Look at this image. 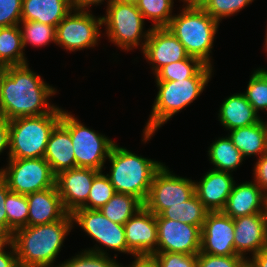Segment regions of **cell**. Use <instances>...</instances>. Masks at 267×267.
Segmentation results:
<instances>
[{
	"label": "cell",
	"mask_w": 267,
	"mask_h": 267,
	"mask_svg": "<svg viewBox=\"0 0 267 267\" xmlns=\"http://www.w3.org/2000/svg\"><path fill=\"white\" fill-rule=\"evenodd\" d=\"M19 25L0 28V65L27 64Z\"/></svg>",
	"instance_id": "26"
},
{
	"label": "cell",
	"mask_w": 267,
	"mask_h": 267,
	"mask_svg": "<svg viewBox=\"0 0 267 267\" xmlns=\"http://www.w3.org/2000/svg\"><path fill=\"white\" fill-rule=\"evenodd\" d=\"M184 4L191 7L203 8L210 0H181Z\"/></svg>",
	"instance_id": "48"
},
{
	"label": "cell",
	"mask_w": 267,
	"mask_h": 267,
	"mask_svg": "<svg viewBox=\"0 0 267 267\" xmlns=\"http://www.w3.org/2000/svg\"><path fill=\"white\" fill-rule=\"evenodd\" d=\"M234 248L238 256L245 257L249 252L252 256L267 247V229L264 213H255L233 219ZM248 252V253H246Z\"/></svg>",
	"instance_id": "18"
},
{
	"label": "cell",
	"mask_w": 267,
	"mask_h": 267,
	"mask_svg": "<svg viewBox=\"0 0 267 267\" xmlns=\"http://www.w3.org/2000/svg\"><path fill=\"white\" fill-rule=\"evenodd\" d=\"M106 8V16H102V26L106 25L108 39L125 51L138 48V45L143 50L151 28L143 31L144 18L137 5L115 0Z\"/></svg>",
	"instance_id": "7"
},
{
	"label": "cell",
	"mask_w": 267,
	"mask_h": 267,
	"mask_svg": "<svg viewBox=\"0 0 267 267\" xmlns=\"http://www.w3.org/2000/svg\"><path fill=\"white\" fill-rule=\"evenodd\" d=\"M91 249H85L80 254L58 264L57 267H116L117 255L110 258L107 251L95 244ZM97 246V247H96Z\"/></svg>",
	"instance_id": "32"
},
{
	"label": "cell",
	"mask_w": 267,
	"mask_h": 267,
	"mask_svg": "<svg viewBox=\"0 0 267 267\" xmlns=\"http://www.w3.org/2000/svg\"><path fill=\"white\" fill-rule=\"evenodd\" d=\"M73 226L72 215L67 213L61 220L16 230L10 239L19 267H53Z\"/></svg>",
	"instance_id": "2"
},
{
	"label": "cell",
	"mask_w": 267,
	"mask_h": 267,
	"mask_svg": "<svg viewBox=\"0 0 267 267\" xmlns=\"http://www.w3.org/2000/svg\"><path fill=\"white\" fill-rule=\"evenodd\" d=\"M264 47H265V50L267 51V31H266V38H265V45H264Z\"/></svg>",
	"instance_id": "54"
},
{
	"label": "cell",
	"mask_w": 267,
	"mask_h": 267,
	"mask_svg": "<svg viewBox=\"0 0 267 267\" xmlns=\"http://www.w3.org/2000/svg\"><path fill=\"white\" fill-rule=\"evenodd\" d=\"M89 10L74 8L56 26V42L70 52L95 47L100 38L102 16L96 17ZM73 13V14H72Z\"/></svg>",
	"instance_id": "10"
},
{
	"label": "cell",
	"mask_w": 267,
	"mask_h": 267,
	"mask_svg": "<svg viewBox=\"0 0 267 267\" xmlns=\"http://www.w3.org/2000/svg\"><path fill=\"white\" fill-rule=\"evenodd\" d=\"M247 260L241 256H218L199 252L196 267H246Z\"/></svg>",
	"instance_id": "38"
},
{
	"label": "cell",
	"mask_w": 267,
	"mask_h": 267,
	"mask_svg": "<svg viewBox=\"0 0 267 267\" xmlns=\"http://www.w3.org/2000/svg\"><path fill=\"white\" fill-rule=\"evenodd\" d=\"M28 226L42 225L61 220L66 214L57 186L27 194Z\"/></svg>",
	"instance_id": "21"
},
{
	"label": "cell",
	"mask_w": 267,
	"mask_h": 267,
	"mask_svg": "<svg viewBox=\"0 0 267 267\" xmlns=\"http://www.w3.org/2000/svg\"><path fill=\"white\" fill-rule=\"evenodd\" d=\"M234 222L222 211L209 212L201 228V253L237 255L234 248Z\"/></svg>",
	"instance_id": "15"
},
{
	"label": "cell",
	"mask_w": 267,
	"mask_h": 267,
	"mask_svg": "<svg viewBox=\"0 0 267 267\" xmlns=\"http://www.w3.org/2000/svg\"><path fill=\"white\" fill-rule=\"evenodd\" d=\"M5 73V66L0 65V85L3 78V74Z\"/></svg>",
	"instance_id": "49"
},
{
	"label": "cell",
	"mask_w": 267,
	"mask_h": 267,
	"mask_svg": "<svg viewBox=\"0 0 267 267\" xmlns=\"http://www.w3.org/2000/svg\"><path fill=\"white\" fill-rule=\"evenodd\" d=\"M142 207L143 203L135 196L115 193L99 211L110 221L124 225Z\"/></svg>",
	"instance_id": "29"
},
{
	"label": "cell",
	"mask_w": 267,
	"mask_h": 267,
	"mask_svg": "<svg viewBox=\"0 0 267 267\" xmlns=\"http://www.w3.org/2000/svg\"><path fill=\"white\" fill-rule=\"evenodd\" d=\"M9 150V121L0 115V155Z\"/></svg>",
	"instance_id": "44"
},
{
	"label": "cell",
	"mask_w": 267,
	"mask_h": 267,
	"mask_svg": "<svg viewBox=\"0 0 267 267\" xmlns=\"http://www.w3.org/2000/svg\"><path fill=\"white\" fill-rule=\"evenodd\" d=\"M116 267H128V266H123L120 263H118Z\"/></svg>",
	"instance_id": "56"
},
{
	"label": "cell",
	"mask_w": 267,
	"mask_h": 267,
	"mask_svg": "<svg viewBox=\"0 0 267 267\" xmlns=\"http://www.w3.org/2000/svg\"><path fill=\"white\" fill-rule=\"evenodd\" d=\"M23 0H0V28L19 25Z\"/></svg>",
	"instance_id": "40"
},
{
	"label": "cell",
	"mask_w": 267,
	"mask_h": 267,
	"mask_svg": "<svg viewBox=\"0 0 267 267\" xmlns=\"http://www.w3.org/2000/svg\"><path fill=\"white\" fill-rule=\"evenodd\" d=\"M264 214H265V218H266V229H267V200H266V203H265Z\"/></svg>",
	"instance_id": "52"
},
{
	"label": "cell",
	"mask_w": 267,
	"mask_h": 267,
	"mask_svg": "<svg viewBox=\"0 0 267 267\" xmlns=\"http://www.w3.org/2000/svg\"><path fill=\"white\" fill-rule=\"evenodd\" d=\"M165 164L155 173L143 206L159 215L163 210L189 200L195 194V181L176 176Z\"/></svg>",
	"instance_id": "11"
},
{
	"label": "cell",
	"mask_w": 267,
	"mask_h": 267,
	"mask_svg": "<svg viewBox=\"0 0 267 267\" xmlns=\"http://www.w3.org/2000/svg\"><path fill=\"white\" fill-rule=\"evenodd\" d=\"M19 26H22L20 29L24 49L28 43L34 47H42L48 45L51 41L56 42V27L52 25L38 21H21Z\"/></svg>",
	"instance_id": "34"
},
{
	"label": "cell",
	"mask_w": 267,
	"mask_h": 267,
	"mask_svg": "<svg viewBox=\"0 0 267 267\" xmlns=\"http://www.w3.org/2000/svg\"><path fill=\"white\" fill-rule=\"evenodd\" d=\"M114 1L115 0H107V5H110ZM102 2H104V0H72L71 4L73 8L89 10V7H91L92 5H99L100 3L102 4Z\"/></svg>",
	"instance_id": "47"
},
{
	"label": "cell",
	"mask_w": 267,
	"mask_h": 267,
	"mask_svg": "<svg viewBox=\"0 0 267 267\" xmlns=\"http://www.w3.org/2000/svg\"><path fill=\"white\" fill-rule=\"evenodd\" d=\"M0 177L11 192L30 194L56 186V175L44 158L8 159Z\"/></svg>",
	"instance_id": "9"
},
{
	"label": "cell",
	"mask_w": 267,
	"mask_h": 267,
	"mask_svg": "<svg viewBox=\"0 0 267 267\" xmlns=\"http://www.w3.org/2000/svg\"><path fill=\"white\" fill-rule=\"evenodd\" d=\"M267 194L255 181L234 183L222 212L232 219L255 213H264Z\"/></svg>",
	"instance_id": "20"
},
{
	"label": "cell",
	"mask_w": 267,
	"mask_h": 267,
	"mask_svg": "<svg viewBox=\"0 0 267 267\" xmlns=\"http://www.w3.org/2000/svg\"><path fill=\"white\" fill-rule=\"evenodd\" d=\"M209 161L215 170L233 172L241 165L243 159L242 153L233 145L230 137L225 136L216 139L208 149Z\"/></svg>",
	"instance_id": "27"
},
{
	"label": "cell",
	"mask_w": 267,
	"mask_h": 267,
	"mask_svg": "<svg viewBox=\"0 0 267 267\" xmlns=\"http://www.w3.org/2000/svg\"><path fill=\"white\" fill-rule=\"evenodd\" d=\"M28 65L5 67L0 85V115L8 121L48 114L56 107L48 102L56 88L44 82Z\"/></svg>",
	"instance_id": "1"
},
{
	"label": "cell",
	"mask_w": 267,
	"mask_h": 267,
	"mask_svg": "<svg viewBox=\"0 0 267 267\" xmlns=\"http://www.w3.org/2000/svg\"><path fill=\"white\" fill-rule=\"evenodd\" d=\"M99 172L93 168L76 167L56 175V186L67 213L72 214L80 208L87 209L93 179Z\"/></svg>",
	"instance_id": "14"
},
{
	"label": "cell",
	"mask_w": 267,
	"mask_h": 267,
	"mask_svg": "<svg viewBox=\"0 0 267 267\" xmlns=\"http://www.w3.org/2000/svg\"><path fill=\"white\" fill-rule=\"evenodd\" d=\"M0 236H8V235L0 228Z\"/></svg>",
	"instance_id": "53"
},
{
	"label": "cell",
	"mask_w": 267,
	"mask_h": 267,
	"mask_svg": "<svg viewBox=\"0 0 267 267\" xmlns=\"http://www.w3.org/2000/svg\"><path fill=\"white\" fill-rule=\"evenodd\" d=\"M251 258L247 260L248 267H267V247L251 256Z\"/></svg>",
	"instance_id": "46"
},
{
	"label": "cell",
	"mask_w": 267,
	"mask_h": 267,
	"mask_svg": "<svg viewBox=\"0 0 267 267\" xmlns=\"http://www.w3.org/2000/svg\"><path fill=\"white\" fill-rule=\"evenodd\" d=\"M142 53L155 74L161 67L185 59L183 44L167 27H151Z\"/></svg>",
	"instance_id": "17"
},
{
	"label": "cell",
	"mask_w": 267,
	"mask_h": 267,
	"mask_svg": "<svg viewBox=\"0 0 267 267\" xmlns=\"http://www.w3.org/2000/svg\"><path fill=\"white\" fill-rule=\"evenodd\" d=\"M205 64L198 58L187 56L161 67L154 75L156 81H179L193 77Z\"/></svg>",
	"instance_id": "31"
},
{
	"label": "cell",
	"mask_w": 267,
	"mask_h": 267,
	"mask_svg": "<svg viewBox=\"0 0 267 267\" xmlns=\"http://www.w3.org/2000/svg\"><path fill=\"white\" fill-rule=\"evenodd\" d=\"M173 0H138L136 5L143 18L151 19L152 27H167L173 18Z\"/></svg>",
	"instance_id": "33"
},
{
	"label": "cell",
	"mask_w": 267,
	"mask_h": 267,
	"mask_svg": "<svg viewBox=\"0 0 267 267\" xmlns=\"http://www.w3.org/2000/svg\"><path fill=\"white\" fill-rule=\"evenodd\" d=\"M5 208L7 214V235L25 226H28V200L24 194L9 192L6 196Z\"/></svg>",
	"instance_id": "30"
},
{
	"label": "cell",
	"mask_w": 267,
	"mask_h": 267,
	"mask_svg": "<svg viewBox=\"0 0 267 267\" xmlns=\"http://www.w3.org/2000/svg\"><path fill=\"white\" fill-rule=\"evenodd\" d=\"M127 248L132 256L152 255L157 250L156 215L144 206L125 224Z\"/></svg>",
	"instance_id": "16"
},
{
	"label": "cell",
	"mask_w": 267,
	"mask_h": 267,
	"mask_svg": "<svg viewBox=\"0 0 267 267\" xmlns=\"http://www.w3.org/2000/svg\"><path fill=\"white\" fill-rule=\"evenodd\" d=\"M9 236H0V246L7 240H9Z\"/></svg>",
	"instance_id": "50"
},
{
	"label": "cell",
	"mask_w": 267,
	"mask_h": 267,
	"mask_svg": "<svg viewBox=\"0 0 267 267\" xmlns=\"http://www.w3.org/2000/svg\"><path fill=\"white\" fill-rule=\"evenodd\" d=\"M230 172L209 170L195 183V194L210 211H222L235 183Z\"/></svg>",
	"instance_id": "19"
},
{
	"label": "cell",
	"mask_w": 267,
	"mask_h": 267,
	"mask_svg": "<svg viewBox=\"0 0 267 267\" xmlns=\"http://www.w3.org/2000/svg\"><path fill=\"white\" fill-rule=\"evenodd\" d=\"M252 2L253 0H210L203 9L220 23L224 17L240 12Z\"/></svg>",
	"instance_id": "37"
},
{
	"label": "cell",
	"mask_w": 267,
	"mask_h": 267,
	"mask_svg": "<svg viewBox=\"0 0 267 267\" xmlns=\"http://www.w3.org/2000/svg\"><path fill=\"white\" fill-rule=\"evenodd\" d=\"M135 259L128 267H160L158 261L152 255L134 256Z\"/></svg>",
	"instance_id": "45"
},
{
	"label": "cell",
	"mask_w": 267,
	"mask_h": 267,
	"mask_svg": "<svg viewBox=\"0 0 267 267\" xmlns=\"http://www.w3.org/2000/svg\"><path fill=\"white\" fill-rule=\"evenodd\" d=\"M108 160L111 163L110 179L116 193L130 194L145 202L155 173L163 163L139 156L114 143Z\"/></svg>",
	"instance_id": "4"
},
{
	"label": "cell",
	"mask_w": 267,
	"mask_h": 267,
	"mask_svg": "<svg viewBox=\"0 0 267 267\" xmlns=\"http://www.w3.org/2000/svg\"><path fill=\"white\" fill-rule=\"evenodd\" d=\"M243 94L257 113L267 110V70H254Z\"/></svg>",
	"instance_id": "35"
},
{
	"label": "cell",
	"mask_w": 267,
	"mask_h": 267,
	"mask_svg": "<svg viewBox=\"0 0 267 267\" xmlns=\"http://www.w3.org/2000/svg\"><path fill=\"white\" fill-rule=\"evenodd\" d=\"M60 123L70 132L75 155V168H93L103 171L114 141L95 130L87 128L81 121L62 109Z\"/></svg>",
	"instance_id": "8"
},
{
	"label": "cell",
	"mask_w": 267,
	"mask_h": 267,
	"mask_svg": "<svg viewBox=\"0 0 267 267\" xmlns=\"http://www.w3.org/2000/svg\"><path fill=\"white\" fill-rule=\"evenodd\" d=\"M178 15H174L167 28L183 44L189 56L200 59L212 66L210 53L213 49L215 34L219 22L212 18L203 8L183 4Z\"/></svg>",
	"instance_id": "5"
},
{
	"label": "cell",
	"mask_w": 267,
	"mask_h": 267,
	"mask_svg": "<svg viewBox=\"0 0 267 267\" xmlns=\"http://www.w3.org/2000/svg\"><path fill=\"white\" fill-rule=\"evenodd\" d=\"M61 116L62 109L56 106L48 114L10 120L8 159L44 158L49 136Z\"/></svg>",
	"instance_id": "6"
},
{
	"label": "cell",
	"mask_w": 267,
	"mask_h": 267,
	"mask_svg": "<svg viewBox=\"0 0 267 267\" xmlns=\"http://www.w3.org/2000/svg\"><path fill=\"white\" fill-rule=\"evenodd\" d=\"M116 1L124 2V3H134V4H136L138 0H116Z\"/></svg>",
	"instance_id": "51"
},
{
	"label": "cell",
	"mask_w": 267,
	"mask_h": 267,
	"mask_svg": "<svg viewBox=\"0 0 267 267\" xmlns=\"http://www.w3.org/2000/svg\"><path fill=\"white\" fill-rule=\"evenodd\" d=\"M116 193L110 179L100 171L93 179L87 200V209L99 210Z\"/></svg>",
	"instance_id": "36"
},
{
	"label": "cell",
	"mask_w": 267,
	"mask_h": 267,
	"mask_svg": "<svg viewBox=\"0 0 267 267\" xmlns=\"http://www.w3.org/2000/svg\"><path fill=\"white\" fill-rule=\"evenodd\" d=\"M73 9L69 0H23L21 21H38L56 27Z\"/></svg>",
	"instance_id": "24"
},
{
	"label": "cell",
	"mask_w": 267,
	"mask_h": 267,
	"mask_svg": "<svg viewBox=\"0 0 267 267\" xmlns=\"http://www.w3.org/2000/svg\"><path fill=\"white\" fill-rule=\"evenodd\" d=\"M266 151H267V122H266Z\"/></svg>",
	"instance_id": "55"
},
{
	"label": "cell",
	"mask_w": 267,
	"mask_h": 267,
	"mask_svg": "<svg viewBox=\"0 0 267 267\" xmlns=\"http://www.w3.org/2000/svg\"><path fill=\"white\" fill-rule=\"evenodd\" d=\"M254 181L267 194V152L254 165Z\"/></svg>",
	"instance_id": "41"
},
{
	"label": "cell",
	"mask_w": 267,
	"mask_h": 267,
	"mask_svg": "<svg viewBox=\"0 0 267 267\" xmlns=\"http://www.w3.org/2000/svg\"><path fill=\"white\" fill-rule=\"evenodd\" d=\"M158 245L155 252L198 254L201 248V229L187 223L156 218Z\"/></svg>",
	"instance_id": "13"
},
{
	"label": "cell",
	"mask_w": 267,
	"mask_h": 267,
	"mask_svg": "<svg viewBox=\"0 0 267 267\" xmlns=\"http://www.w3.org/2000/svg\"><path fill=\"white\" fill-rule=\"evenodd\" d=\"M7 246L11 248L10 252L5 251ZM0 267H19L16 250L11 239L0 246Z\"/></svg>",
	"instance_id": "42"
},
{
	"label": "cell",
	"mask_w": 267,
	"mask_h": 267,
	"mask_svg": "<svg viewBox=\"0 0 267 267\" xmlns=\"http://www.w3.org/2000/svg\"><path fill=\"white\" fill-rule=\"evenodd\" d=\"M71 215L73 224L77 223L99 245L132 255L127 248L124 225L110 221L96 209L80 208Z\"/></svg>",
	"instance_id": "12"
},
{
	"label": "cell",
	"mask_w": 267,
	"mask_h": 267,
	"mask_svg": "<svg viewBox=\"0 0 267 267\" xmlns=\"http://www.w3.org/2000/svg\"><path fill=\"white\" fill-rule=\"evenodd\" d=\"M218 119L227 130L254 125L262 118L254 110L243 93H236L220 105Z\"/></svg>",
	"instance_id": "23"
},
{
	"label": "cell",
	"mask_w": 267,
	"mask_h": 267,
	"mask_svg": "<svg viewBox=\"0 0 267 267\" xmlns=\"http://www.w3.org/2000/svg\"><path fill=\"white\" fill-rule=\"evenodd\" d=\"M152 256L160 267H196L197 254L154 252Z\"/></svg>",
	"instance_id": "39"
},
{
	"label": "cell",
	"mask_w": 267,
	"mask_h": 267,
	"mask_svg": "<svg viewBox=\"0 0 267 267\" xmlns=\"http://www.w3.org/2000/svg\"><path fill=\"white\" fill-rule=\"evenodd\" d=\"M10 192L6 182L0 177V228L7 234L6 196Z\"/></svg>",
	"instance_id": "43"
},
{
	"label": "cell",
	"mask_w": 267,
	"mask_h": 267,
	"mask_svg": "<svg viewBox=\"0 0 267 267\" xmlns=\"http://www.w3.org/2000/svg\"><path fill=\"white\" fill-rule=\"evenodd\" d=\"M212 68L205 64L191 78L156 81L158 92L143 130L142 141H149L158 128L200 96L212 77Z\"/></svg>",
	"instance_id": "3"
},
{
	"label": "cell",
	"mask_w": 267,
	"mask_h": 267,
	"mask_svg": "<svg viewBox=\"0 0 267 267\" xmlns=\"http://www.w3.org/2000/svg\"><path fill=\"white\" fill-rule=\"evenodd\" d=\"M209 212L197 195L194 194L186 202L163 210L159 215H156V218L179 220L181 223L198 226L201 229Z\"/></svg>",
	"instance_id": "28"
},
{
	"label": "cell",
	"mask_w": 267,
	"mask_h": 267,
	"mask_svg": "<svg viewBox=\"0 0 267 267\" xmlns=\"http://www.w3.org/2000/svg\"><path fill=\"white\" fill-rule=\"evenodd\" d=\"M44 159L50 164L55 175L75 168V155L70 132L60 122L49 136Z\"/></svg>",
	"instance_id": "22"
},
{
	"label": "cell",
	"mask_w": 267,
	"mask_h": 267,
	"mask_svg": "<svg viewBox=\"0 0 267 267\" xmlns=\"http://www.w3.org/2000/svg\"><path fill=\"white\" fill-rule=\"evenodd\" d=\"M233 145L245 158L257 155L260 158L266 153V121L261 119L254 125L244 126L230 130L228 134Z\"/></svg>",
	"instance_id": "25"
}]
</instances>
